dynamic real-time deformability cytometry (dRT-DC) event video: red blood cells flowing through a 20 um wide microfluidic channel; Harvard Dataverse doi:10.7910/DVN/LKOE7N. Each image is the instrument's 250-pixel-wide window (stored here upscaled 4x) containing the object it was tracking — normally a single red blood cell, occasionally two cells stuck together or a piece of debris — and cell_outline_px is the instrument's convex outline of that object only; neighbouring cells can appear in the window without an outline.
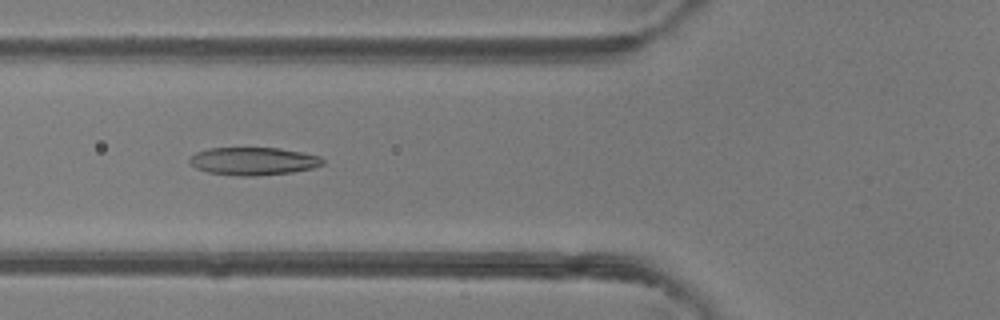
{"species": "common noctule bat (a hibernating species)", "species_latin": "Nyctalus noctula", "temperature_condition": "room temperature", "stored_images_in_passage": 50, "camera_frame_rate_fps": 3000, "um_per_image_px": 0.085, "animal": {"sex": "female"}, "frame": {"image": 1, "passage_image": 19, "time_ms": 6.0, "image_size_px": [1000, 320], "cell_outline_px": [[324, 164], [312, 168], [292, 172], [252, 176], [236, 176], [208, 172], [196, 168], [188, 160], [196, 152], [208, 148], [280, 148], [320, 156], [324, 160]], "centroid_in_image_um": [21.53, 13.7], "position_along_channel_um": 104.3, "area_um2": 21.5}}
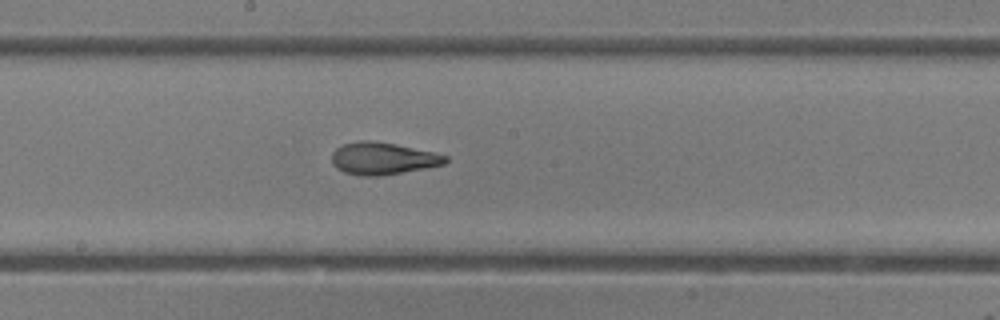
{"frame": {"image": 2, "passage_image": 27, "time_ms": 8.667, "image_size_px": [1000, 320], "cell_outline_px": [[448, 160], [444, 164], [424, 168], [376, 176], [360, 176], [344, 172], [336, 168], [332, 164], [332, 152], [336, 148], [344, 144], [360, 140], [368, 140], [392, 144], [436, 152], [448, 156]], "centroid_in_image_um": [32.51, 13.47], "position_along_channel_um": 215.7, "area_um2": 21.1}}
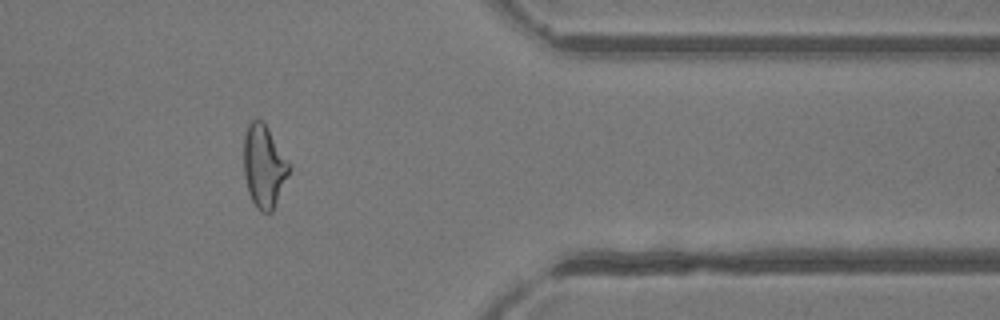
{"frame": {"image": 3, "passage_image": 41, "time_ms": 13.333, "image_size_px": [1000, 320], "cell_outline_px": [[292, 168], [272, 212], [260, 212], [256, 208], [248, 192], [244, 176], [244, 136], [248, 124], [252, 120], [264, 120]], "centroid_in_image_um": [22.44, 14.13], "position_along_channel_um": 389.0, "area_um2": 21.96}, "authors_computed_cell_mechanics": {"area_um2": 22.3108, "velocity_mm_per_s": 4.1544, "shape_relaxation_time_tau1_ms": 9.9984, "shape_relaxation_time_tau2_ms": 1.221, "deformation_change_tau1": 0.2835, "deformation_change_tau2": 0.0866}}